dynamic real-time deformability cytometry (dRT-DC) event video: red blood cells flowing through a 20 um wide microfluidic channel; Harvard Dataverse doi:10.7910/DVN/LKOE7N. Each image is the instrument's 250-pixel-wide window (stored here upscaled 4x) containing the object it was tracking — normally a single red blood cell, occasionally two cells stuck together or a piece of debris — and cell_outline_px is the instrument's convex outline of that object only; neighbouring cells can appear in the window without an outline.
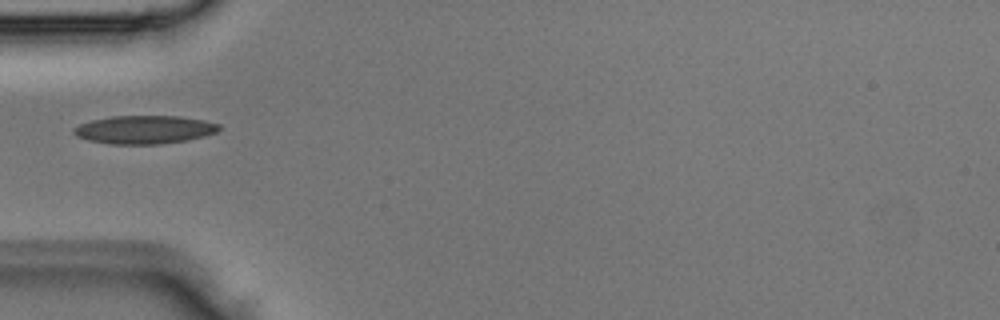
{"species": "Egyptian fruit bat (a non-hibernating species)", "species_latin": "Rousettus aegyptiacus", "temperature_condition": "room temperature", "stored_images_in_passage": 4, "camera_frame_rate_fps": 3000, "um_per_image_px": 0.085, "animal": {"sex": "male"}, "frame": {"image": 1, "passage_image": 4, "time_ms": 1.0, "image_size_px": [1000, 320], "cell_outline_px": [[220, 128], [216, 132], [204, 136], [188, 140], [160, 144], [108, 144], [88, 140], [76, 136], [72, 132], [72, 128], [80, 124], [92, 120], [112, 116], [180, 116], [204, 120], [220, 124]], "centroid_in_image_um": [12.26, 11.02], "position_along_channel_um": 72.7, "area_um2": 24.04}}